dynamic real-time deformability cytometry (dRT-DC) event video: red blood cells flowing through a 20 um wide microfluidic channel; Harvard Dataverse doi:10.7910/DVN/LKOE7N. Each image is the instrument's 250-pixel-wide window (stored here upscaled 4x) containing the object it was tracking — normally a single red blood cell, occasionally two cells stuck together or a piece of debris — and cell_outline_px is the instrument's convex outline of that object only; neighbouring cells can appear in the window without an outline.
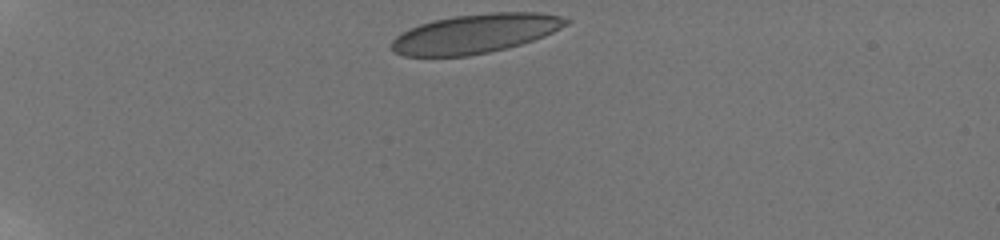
{"species": "human", "species_latin": "Homo sapiens", "temperature_condition": "room temperature", "stored_images_in_passage": 38, "camera_frame_rate_fps": 3000, "um_per_image_px": 0.085, "donor": {"sex": "male"}, "frame": {"image": 1, "passage_image": 1, "time_ms": 0.0, "image_size_px": [1000, 240], "cell_outline_px": [[572, 20], [568, 24], [544, 36], [508, 48], [468, 56], [404, 56], [392, 52], [392, 40], [396, 36], [420, 24], [432, 20], [456, 16], [492, 12], [536, 12], [560, 16]], "centroid_in_image_um": [40.4, 2.86], "position_along_channel_um": 44.6, "area_um2": 39.59}}
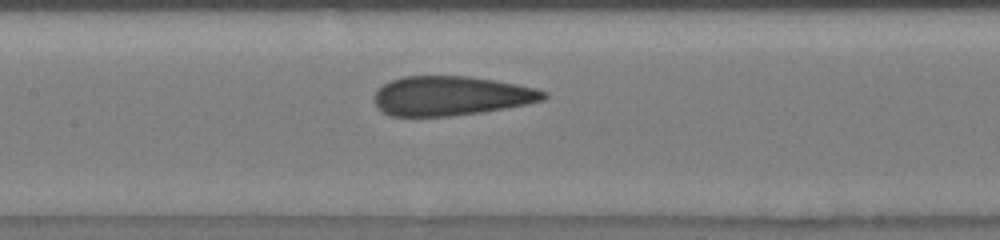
{"frame": {"image": 2, "passage_image": 16, "time_ms": 5.0, "image_size_px": [1000, 240], "cell_outline_px": [[548, 96], [544, 100], [504, 108], [480, 112], [448, 116], [392, 116], [384, 112], [376, 104], [376, 92], [384, 84], [392, 80], [404, 76], [468, 76], [516, 84], [536, 88], [548, 92]], "centroid_in_image_um": [38.37, 8.14], "position_along_channel_um": 169.0, "area_um2": 38.38}}
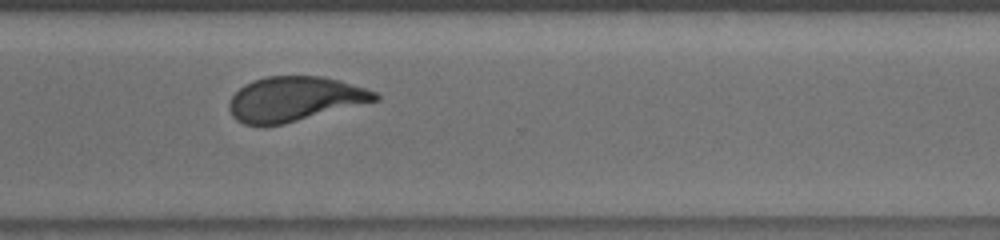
{"frame": {"image": 3, "passage_image": 30, "time_ms": 9.667, "image_size_px": [1000, 240], "cell_outline_px": [[380, 100], [284, 124], [264, 128], [244, 124], [236, 120], [232, 116], [228, 108], [228, 104], [232, 96], [244, 84], [252, 80], [264, 76], [320, 76], [340, 80], [376, 92], [380, 96]], "centroid_in_image_um": [25.0, 8.44], "position_along_channel_um": 345.6, "area_um2": 38.49}, "authors_computed_cell_mechanics": {"area_um2": 39.1595, "velocity_mm_per_s": 3.7872, "shape_relaxation_time_tau1_ms": 7.2983, "shape_relaxation_time_tau2_ms": 0.7895, "deformation_change_tau1": 0.1978, "deformation_change_tau2": 0.0705}}